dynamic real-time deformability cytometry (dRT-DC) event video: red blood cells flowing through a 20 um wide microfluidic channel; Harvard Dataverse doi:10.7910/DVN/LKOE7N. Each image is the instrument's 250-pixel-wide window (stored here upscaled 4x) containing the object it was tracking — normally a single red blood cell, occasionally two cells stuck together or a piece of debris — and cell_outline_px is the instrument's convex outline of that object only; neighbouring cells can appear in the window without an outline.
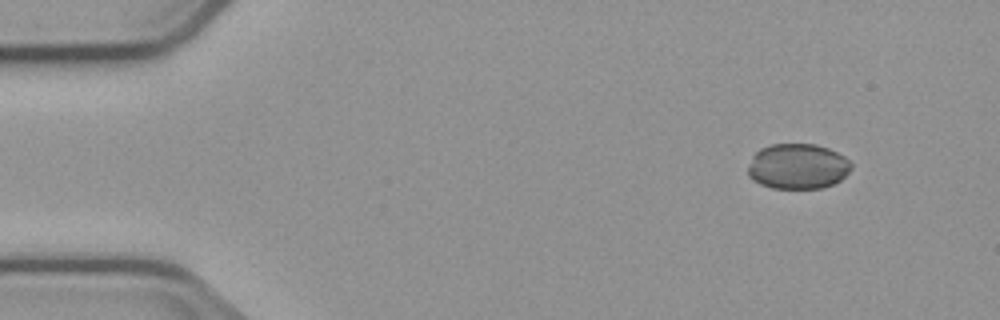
{"species": "common noctule bat (a hibernating species)", "species_latin": "Nyctalus noctula", "temperature_condition": "cold", "stored_images_in_passage": 3, "camera_frame_rate_fps": 3000, "um_per_image_px": 0.085, "animal": {"sex": "male", "body_mass_g": 23.1, "forearm_length_mm": 52.7}, "frame": {"image": 1, "passage_image": 1, "time_ms": 0.0, "image_size_px": [1000, 320], "cell_outline_px": [[852, 168], [840, 180], [832, 184], [820, 188], [772, 188], [760, 184], [752, 180], [748, 176], [748, 168], [752, 156], [760, 148], [772, 144], [816, 144], [828, 148], [844, 156], [852, 164]], "centroid_in_image_um": [67.79, 14.14], "position_along_channel_um": 17.2, "area_um2": 27.34}}